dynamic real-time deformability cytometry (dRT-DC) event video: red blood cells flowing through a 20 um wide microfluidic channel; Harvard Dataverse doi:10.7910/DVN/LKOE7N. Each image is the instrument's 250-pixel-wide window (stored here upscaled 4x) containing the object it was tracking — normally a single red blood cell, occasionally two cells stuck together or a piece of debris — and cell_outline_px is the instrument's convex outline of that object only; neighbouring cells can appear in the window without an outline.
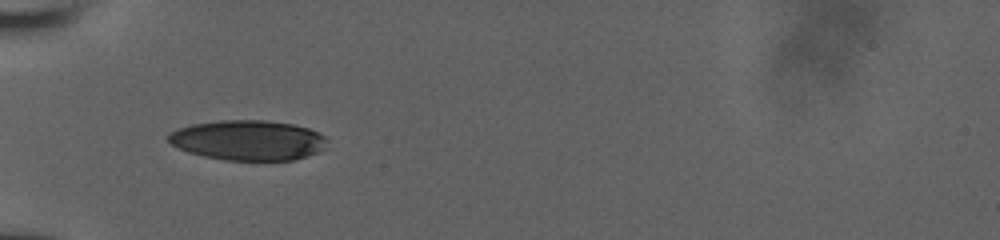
{"species": "human", "species_latin": "Homo sapiens", "temperature_condition": "room temperature", "stored_images_in_passage": 43, "camera_frame_rate_fps": 3000, "um_per_image_px": 0.085, "donor": {"sex": "male"}, "frame": {"image": 1, "passage_image": 1, "time_ms": 0.0, "image_size_px": [1000, 240], "cell_outline_px": [[324, 140], [320, 148], [316, 152], [292, 160], [224, 160], [204, 156], [188, 152], [172, 144], [168, 140], [168, 132], [192, 124], [220, 120], [264, 120], [296, 124], [308, 128], [324, 136]], "centroid_in_image_um": [21.02, 11.9], "position_along_channel_um": 64.0, "area_um2": 36.59}}
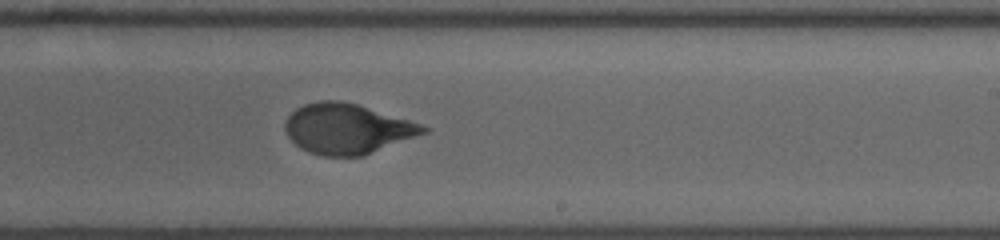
{"frame": {"image": 2, "passage_image": 20, "time_ms": 5.0, "image_size_px": [1000, 240], "cell_outline_px": [[428, 132], [360, 156], [324, 156], [308, 152], [300, 148], [288, 136], [284, 128], [284, 120], [296, 108], [304, 104], [320, 100], [340, 100], [356, 104], [408, 120], [420, 124], [428, 128]], "centroid_in_image_um": [29.45, 10.94], "position_along_channel_um": 259.6, "area_um2": 39.94}}
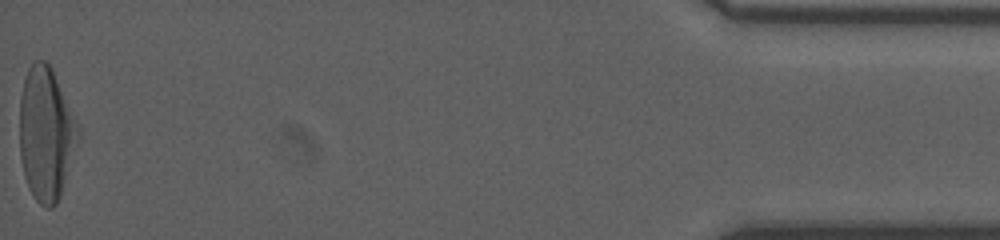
{"frame": {"image": 3, "passage_image": 43, "time_ms": 11.333, "image_size_px": [1000, 240], "cell_outline_px": [[80, 136], [60, 196], [56, 204], [52, 208], [48, 208], [40, 204], [36, 200], [28, 188], [24, 176], [20, 156], [20, 100], [24, 80], [28, 68], [36, 60], [44, 60], [52, 68], [80, 124]], "centroid_in_image_um": [3.93, 11.37], "position_along_channel_um": 431.3, "area_um2": 45.72}}